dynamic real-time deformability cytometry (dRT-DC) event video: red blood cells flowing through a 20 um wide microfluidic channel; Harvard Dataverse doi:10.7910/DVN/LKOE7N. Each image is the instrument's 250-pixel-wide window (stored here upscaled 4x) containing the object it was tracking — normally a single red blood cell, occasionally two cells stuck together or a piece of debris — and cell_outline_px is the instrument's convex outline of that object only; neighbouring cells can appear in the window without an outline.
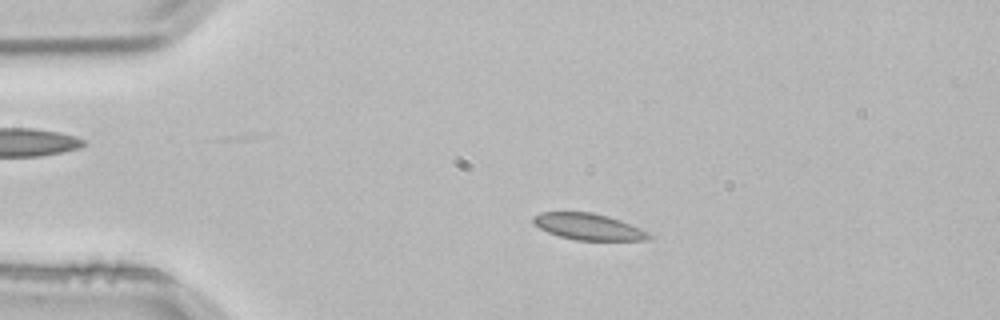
{"species": "common noctule bat (a hibernating species)", "species_latin": "Nyctalus noctula", "temperature_condition": "room temperature", "stored_images_in_passage": 2, "camera_frame_rate_fps": 3000, "um_per_image_px": 0.085, "animal": {"sex": "male", "body_mass_g": 21.5, "forearm_length_mm": 52.0}, "frame": {"image": 1, "passage_image": 1, "time_ms": 0.0, "image_size_px": [1000, 320], "cell_outline_px": [[652, 236], [648, 240], [576, 240], [560, 236], [548, 232], [532, 224], [532, 216], [540, 212], [592, 212], [608, 216], [620, 220], [640, 228], [648, 232]], "centroid_in_image_um": [49.98, 19.26], "position_along_channel_um": 35.0, "area_um2": 17.8}}